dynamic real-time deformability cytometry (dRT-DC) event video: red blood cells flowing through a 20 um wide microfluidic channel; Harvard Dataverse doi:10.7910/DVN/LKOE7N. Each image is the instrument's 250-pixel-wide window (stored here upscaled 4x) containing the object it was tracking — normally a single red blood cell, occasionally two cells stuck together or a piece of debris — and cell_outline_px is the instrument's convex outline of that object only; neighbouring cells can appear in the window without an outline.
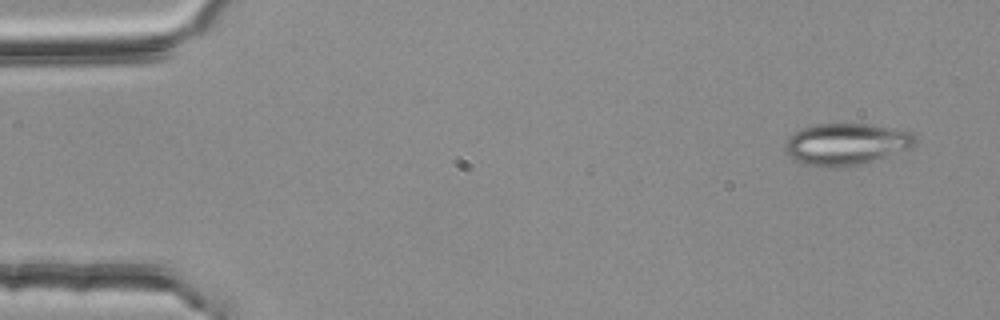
{"species": "common noctule bat (a hibernating species)", "species_latin": "Nyctalus noctula", "temperature_condition": "room temperature", "stored_images_in_passage": 4, "camera_frame_rate_fps": 3000, "um_per_image_px": 0.085, "animal": {"sex": "female", "body_mass_g": 25.1}, "frame": {"image": 1, "passage_image": 1, "time_ms": 0.0, "image_size_px": [1000, 320], "cell_outline_px": [[916, 144], [908, 148], [872, 160], [856, 164], [836, 168], [832, 168], [808, 164], [796, 160], [784, 148], [784, 144], [796, 132], [804, 128], [816, 124], [864, 124], [912, 132], [916, 136]], "centroid_in_image_um": [71.93, 12.24], "position_along_channel_um": 13.1, "area_um2": 30.58}}